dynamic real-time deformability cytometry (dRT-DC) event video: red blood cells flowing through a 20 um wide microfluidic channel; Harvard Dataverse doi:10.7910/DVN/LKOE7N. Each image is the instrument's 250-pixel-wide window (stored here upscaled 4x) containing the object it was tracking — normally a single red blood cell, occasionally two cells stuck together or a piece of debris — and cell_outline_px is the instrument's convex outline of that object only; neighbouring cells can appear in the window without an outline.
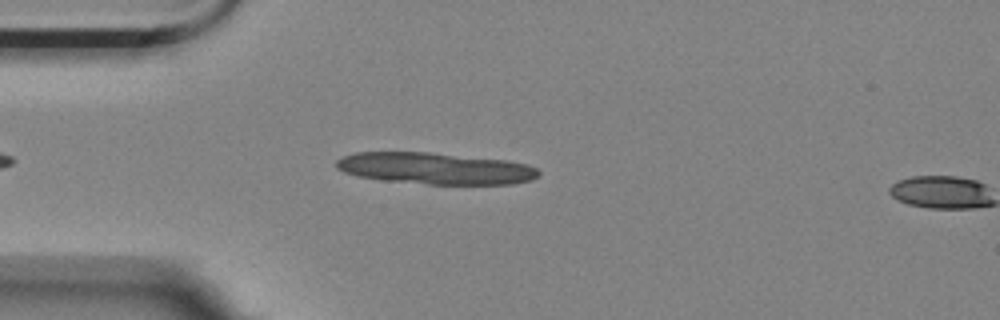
{"species": "Egyptian fruit bat (a non-hibernating species)", "species_latin": "Rousettus aegyptiacus", "temperature_condition": "room temperature", "stored_images_in_passage": 6, "camera_frame_rate_fps": 3000, "um_per_image_px": 0.085, "animal": {"sex": "female"}, "frame": {"image": 1, "passage_image": 5, "time_ms": 1.333, "image_size_px": [1000, 320], "cell_outline_px": [[540, 176], [532, 180], [512, 184], [428, 184], [384, 180], [356, 176], [344, 172], [336, 168], [336, 160], [344, 156], [356, 152], [428, 152], [508, 160], [528, 164], [536, 168], [540, 172]], "centroid_in_image_um": [37.03, 14.31], "position_along_channel_um": 48.0, "area_um2": 37.4}}